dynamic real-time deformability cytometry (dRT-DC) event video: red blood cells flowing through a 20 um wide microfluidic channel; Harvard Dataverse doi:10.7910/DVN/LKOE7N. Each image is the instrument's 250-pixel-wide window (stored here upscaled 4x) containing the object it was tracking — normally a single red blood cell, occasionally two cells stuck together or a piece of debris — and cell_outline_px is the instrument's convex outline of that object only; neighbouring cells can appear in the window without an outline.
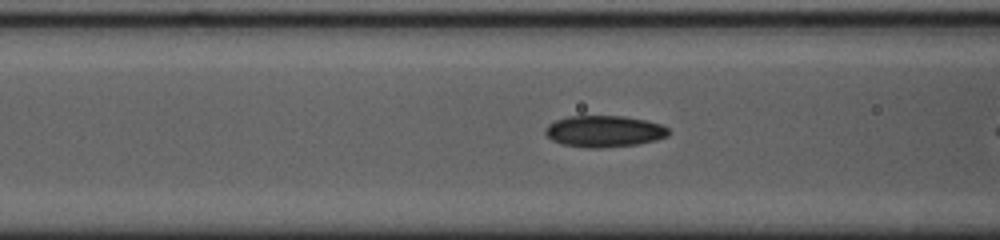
{"species": "common noctule bat (a hibernating species)", "species_latin": "Nyctalus noctula", "temperature_condition": "cold", "stored_images_in_passage": 6, "camera_frame_rate_fps": 3000, "um_per_image_px": 0.085, "animal": {"sex": "female", "body_mass_g": 23.0, "forearm_length_mm": 53.4}, "frame": {"image": 1, "passage_image": 5, "time_ms": 1.333, "image_size_px": [1000, 240], "cell_outline_px": [[668, 136], [656, 140], [636, 144], [600, 148], [588, 148], [560, 144], [552, 140], [544, 132], [544, 128], [548, 124], [556, 120], [568, 116], [624, 116], [644, 120], [660, 124], [668, 128]], "centroid_in_image_um": [51.31, 11.16], "position_along_channel_um": 115.3, "area_um2": 22.6}}